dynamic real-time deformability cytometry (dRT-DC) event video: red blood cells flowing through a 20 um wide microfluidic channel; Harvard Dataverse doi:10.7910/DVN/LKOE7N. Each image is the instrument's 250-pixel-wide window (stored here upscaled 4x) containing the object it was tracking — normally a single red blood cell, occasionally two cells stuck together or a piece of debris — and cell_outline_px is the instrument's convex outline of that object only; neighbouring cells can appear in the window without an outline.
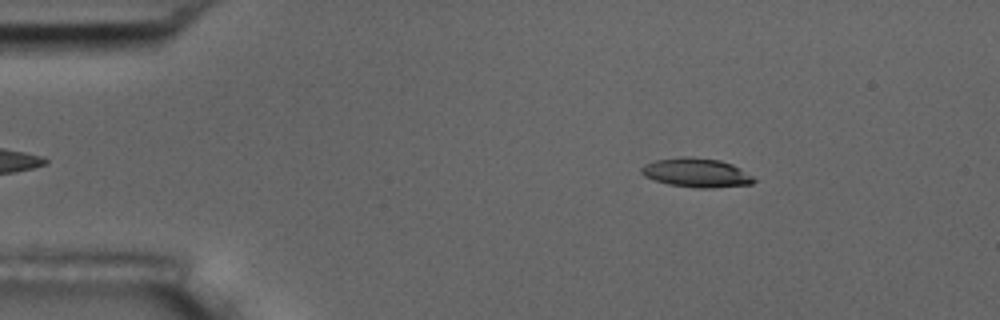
{"species": "common noctule bat (a hibernating species)", "species_latin": "Nyctalus noctula", "temperature_condition": "room temperature", "stored_images_in_passage": 51, "camera_frame_rate_fps": 3000, "um_per_image_px": 0.085, "animal": {"sex": "male", "body_mass_g": 17.5, "forearm_length_mm": 52.3}, "frame": {"image": 1, "passage_image": 6, "time_ms": 1.667, "image_size_px": [1000, 320], "cell_outline_px": [[756, 180], [752, 184], [712, 188], [696, 188], [668, 184], [644, 176], [640, 172], [640, 168], [644, 164], [656, 160], [680, 156], [692, 156], [720, 160], [732, 164], [740, 168], [752, 176]], "centroid_in_image_um": [59.18, 14.67], "position_along_channel_um": 25.8, "area_um2": 19.19}}
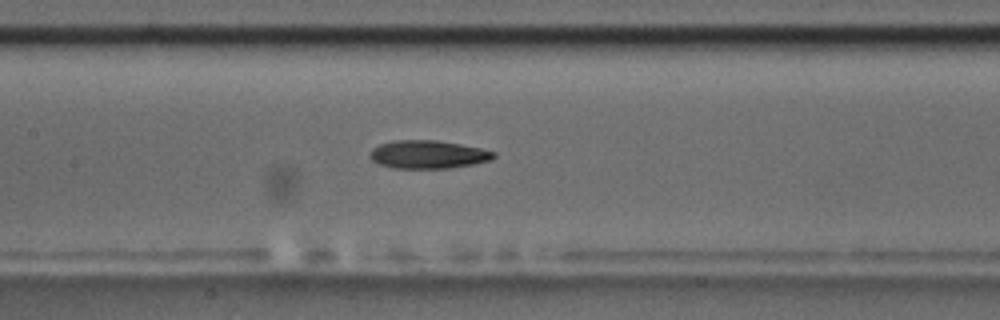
{"frame": {"image": 2, "passage_image": 23, "time_ms": 7.333, "image_size_px": [1000, 320], "cell_outline_px": [[496, 156], [492, 160], [472, 164], [448, 168], [392, 168], [380, 164], [372, 160], [368, 156], [372, 148], [380, 144], [392, 140], [436, 140], [460, 144], [480, 148], [496, 152]], "centroid_in_image_um": [36.37, 13.12], "position_along_channel_um": 171.0, "area_um2": 20.35}}
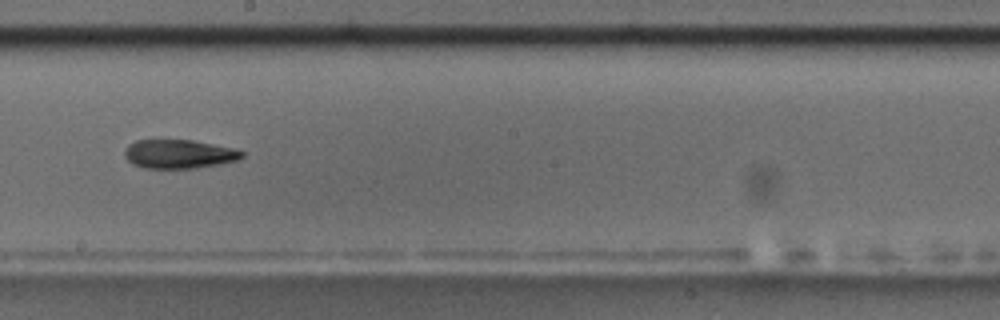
{"frame": {"image": 3, "passage_image": 28, "time_ms": 9.0, "image_size_px": [1000, 320], "cell_outline_px": [[244, 156], [236, 160], [196, 168], [144, 168], [132, 164], [124, 156], [124, 152], [128, 144], [136, 140], [192, 140], [236, 148], [244, 152]], "centroid_in_image_um": [15.2, 13.08], "position_along_channel_um": 233.0, "area_um2": 19.71}, "authors_computed_cell_mechanics": {"area_um2": 19.9988, "velocity_mm_per_s": 3.7452, "shape_relaxation_time_tau1_ms": 10.7731, "shape_relaxation_time_tau2_ms": 6.1616, "deformation_change_tau1": 0.2178, "deformation_change_tau2": 0.1743}}